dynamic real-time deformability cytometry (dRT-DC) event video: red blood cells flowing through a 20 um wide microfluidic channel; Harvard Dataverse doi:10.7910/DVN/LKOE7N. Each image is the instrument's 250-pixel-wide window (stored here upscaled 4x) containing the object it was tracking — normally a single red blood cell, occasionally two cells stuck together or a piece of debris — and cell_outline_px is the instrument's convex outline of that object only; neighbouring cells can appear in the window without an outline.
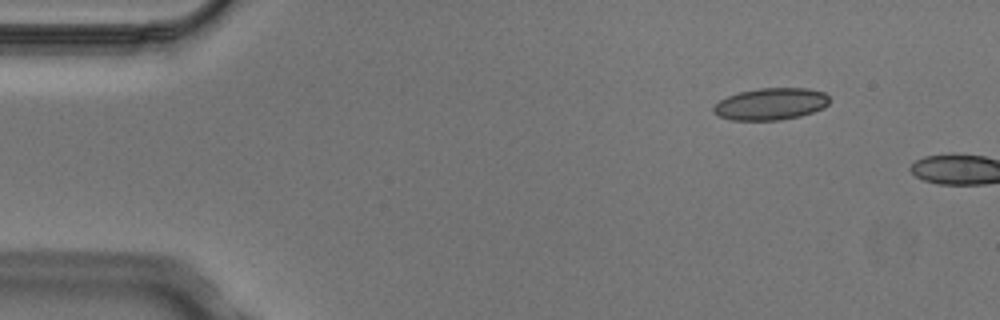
{"species": "Egyptian fruit bat (a non-hibernating species)", "species_latin": "Rousettus aegyptiacus", "temperature_condition": "cold", "stored_images_in_passage": 2, "camera_frame_rate_fps": 3000, "um_per_image_px": 0.085, "animal": {"sex": "male"}, "frame": {"image": 1, "passage_image": 1, "time_ms": 0.0, "image_size_px": [1000, 320], "cell_outline_px": [[828, 104], [824, 108], [800, 116], [780, 120], [732, 120], [720, 116], [712, 112], [712, 108], [720, 100], [728, 96], [740, 92], [760, 88], [808, 88], [824, 92], [828, 96]], "centroid_in_image_um": [65.52, 8.84], "position_along_channel_um": 19.5, "area_um2": 21.5}}